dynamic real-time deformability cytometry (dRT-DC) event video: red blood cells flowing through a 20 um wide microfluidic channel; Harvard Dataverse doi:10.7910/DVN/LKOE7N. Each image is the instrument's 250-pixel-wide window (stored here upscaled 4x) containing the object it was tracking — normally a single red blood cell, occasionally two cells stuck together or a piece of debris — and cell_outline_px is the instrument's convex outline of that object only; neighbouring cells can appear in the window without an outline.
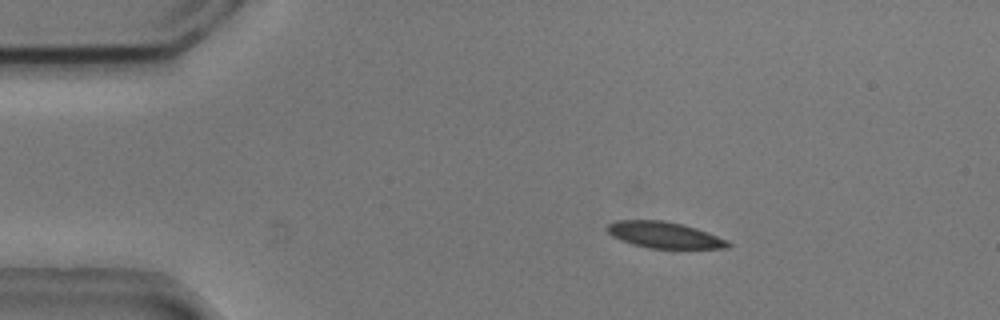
{"species": "common noctule bat (a hibernating species)", "species_latin": "Nyctalus noctula", "temperature_condition": "cold", "stored_images_in_passage": 54, "camera_frame_rate_fps": 3000, "um_per_image_px": 0.085, "animal": {"sex": "male", "body_mass_g": 20.5, "forearm_length_mm": 52.5}, "frame": {"image": 1, "passage_image": 10, "time_ms": 3.0, "image_size_px": [1000, 320], "cell_outline_px": [[732, 244], [728, 248], [648, 248], [632, 244], [620, 240], [612, 236], [608, 232], [608, 224], [616, 220], [664, 220], [696, 228], [708, 232], [728, 240]], "centroid_in_image_um": [56.47, 19.97], "position_along_channel_um": 28.5, "area_um2": 18.44}}
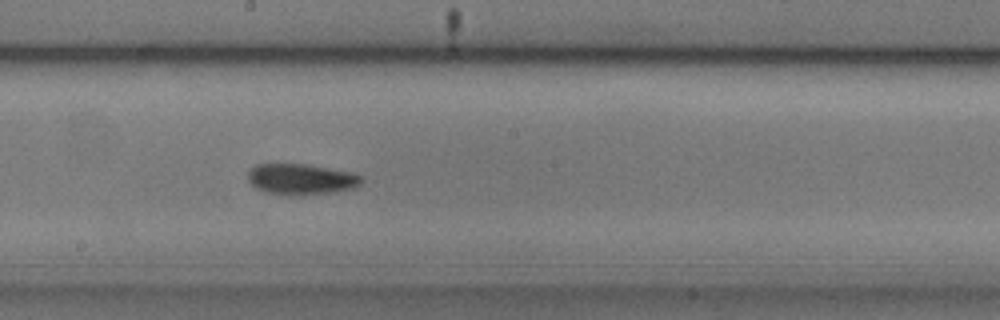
{"frame": {"image": 2, "passage_image": 30, "time_ms": 9.667, "image_size_px": [1000, 320], "cell_outline_px": [[364, 180], [356, 188], [332, 192], [300, 196], [292, 196], [264, 192], [256, 188], [248, 180], [248, 172], [256, 164], [304, 164], [352, 172], [364, 176]], "centroid_in_image_um": [25.63, 15.25], "position_along_channel_um": 222.6, "area_um2": 20.69}}
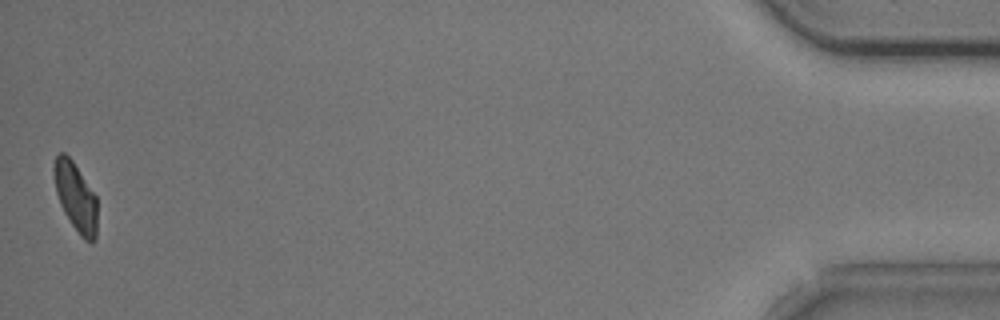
{"frame": {"image": 3, "passage_image": 54, "time_ms": 17.667, "image_size_px": [1000, 320], "cell_outline_px": [[96, 240], [92, 244], [84, 240], [80, 236], [64, 212], [60, 204], [56, 192], [52, 168], [56, 156], [60, 152], [64, 152], [72, 160], [96, 196]], "centroid_in_image_um": [6.42, 16.75], "position_along_channel_um": 428.8, "area_um2": 17.28}, "authors_computed_cell_mechanics": {"area_um2": 19.2763, "velocity_mm_per_s": 3.7453, "shape_relaxation_time_tau1_ms": 3.2777, "shape_relaxation_time_tau2_ms": 5.4272, "deformation_change_tau1": 0.1215, "deformation_change_tau2": 0.0951}}